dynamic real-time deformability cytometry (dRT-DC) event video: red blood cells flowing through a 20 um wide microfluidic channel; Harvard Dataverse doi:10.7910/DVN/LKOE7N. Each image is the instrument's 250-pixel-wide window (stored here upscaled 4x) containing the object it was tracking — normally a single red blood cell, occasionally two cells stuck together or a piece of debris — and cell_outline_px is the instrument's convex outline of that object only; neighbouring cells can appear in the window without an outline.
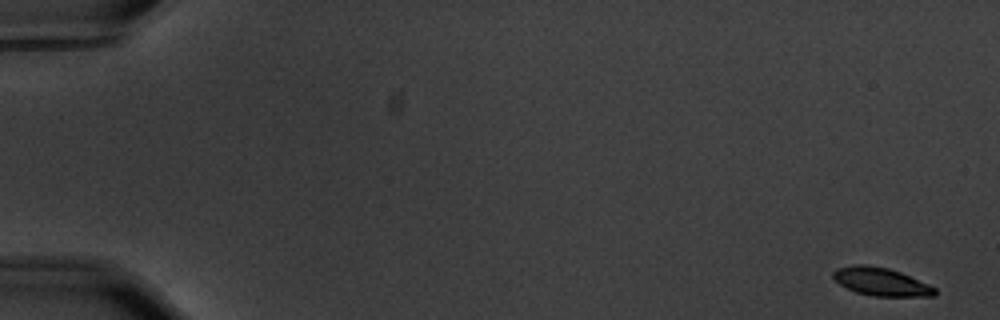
{"species": "common noctule bat (a hibernating species)", "species_latin": "Nyctalus noctula", "temperature_condition": "warm", "stored_images_in_passage": 58, "camera_frame_rate_fps": 3000, "um_per_image_px": 0.085, "animal": {"sex": "male", "body_mass_g": 20.1, "forearm_length_mm": 53.5}, "frame": {"image": 1, "passage_image": 1, "time_ms": 0.0, "image_size_px": [1000, 320], "cell_outline_px": [[936, 296], [872, 296], [856, 292], [840, 284], [832, 276], [832, 272], [836, 268], [852, 264], [868, 264], [888, 268], [900, 272], [928, 284], [936, 288]], "centroid_in_image_um": [74.87, 23.93], "position_along_channel_um": 10.1, "area_um2": 16.65}}
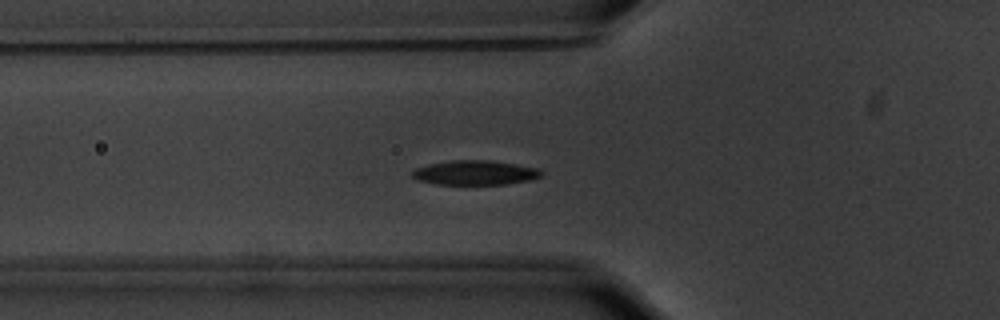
{"frame": {"image": 2, "passage_image": 21, "time_ms": 6.667, "image_size_px": [1000, 320], "cell_outline_px": [[544, 176], [532, 180], [504, 184], [436, 184], [416, 180], [412, 176], [412, 172], [416, 168], [428, 164], [452, 160], [488, 160], [540, 168], [544, 172]], "centroid_in_image_um": [40.42, 14.68], "position_along_channel_um": 85.4, "area_um2": 18.55}}
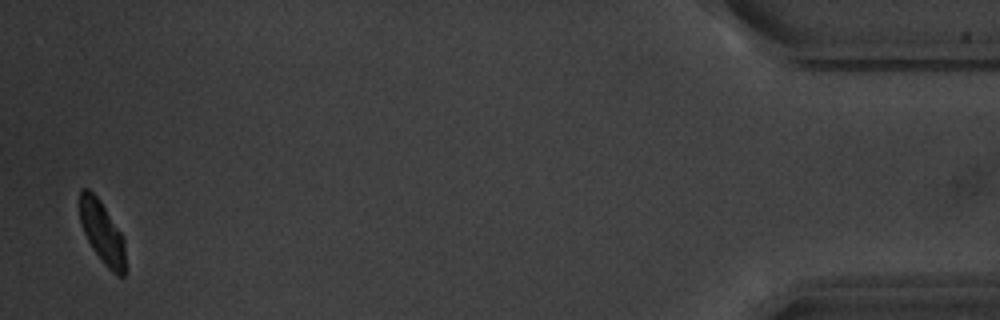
{"frame": {"image": 3, "passage_image": 57, "time_ms": 18.667, "image_size_px": [1000, 320], "cell_outline_px": [[128, 268], [124, 276], [116, 276], [104, 264], [92, 248], [84, 232], [80, 220], [80, 188], [88, 188], [100, 200], [124, 236]], "centroid_in_image_um": [8.75, 19.81], "position_along_channel_um": 426.4, "area_um2": 17.05}, "authors_computed_cell_mechanics": {"area_um2": 17.8313, "velocity_mm_per_s": 3.4992, "shape_relaxation_time_tau1_ms": 1.9646, "shape_relaxation_time_tau2_ms": null, "deformation_change_tau1": 0.1271, "deformation_change_tau2": null}}